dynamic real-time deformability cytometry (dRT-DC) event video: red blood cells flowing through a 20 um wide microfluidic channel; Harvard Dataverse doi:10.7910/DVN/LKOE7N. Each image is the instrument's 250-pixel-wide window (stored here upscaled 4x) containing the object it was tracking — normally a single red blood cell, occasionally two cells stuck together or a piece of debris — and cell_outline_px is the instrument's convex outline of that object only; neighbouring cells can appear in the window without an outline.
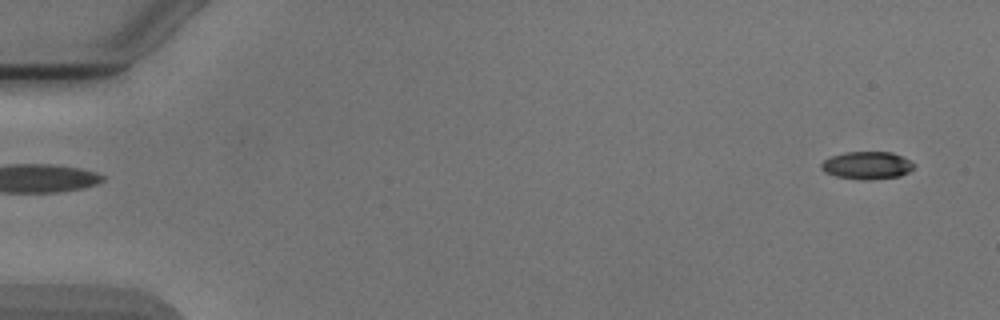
{"species": "Egyptian fruit bat (a non-hibernating species)", "species_latin": "Rousettus aegyptiacus", "temperature_condition": "cold", "stored_images_in_passage": 2, "camera_frame_rate_fps": 3000, "um_per_image_px": 0.085, "animal": {"sex": "male"}, "frame": {"image": 1, "passage_image": 2, "time_ms": 1.0, "image_size_px": [1000, 320], "cell_outline_px": [[916, 164], [908, 172], [900, 176], [872, 180], [860, 180], [836, 176], [824, 172], [820, 168], [820, 164], [824, 160], [832, 156], [844, 152], [892, 152], [904, 156]], "centroid_in_image_um": [73.71, 14.06], "position_along_channel_um": 11.3, "area_um2": 15.14}}